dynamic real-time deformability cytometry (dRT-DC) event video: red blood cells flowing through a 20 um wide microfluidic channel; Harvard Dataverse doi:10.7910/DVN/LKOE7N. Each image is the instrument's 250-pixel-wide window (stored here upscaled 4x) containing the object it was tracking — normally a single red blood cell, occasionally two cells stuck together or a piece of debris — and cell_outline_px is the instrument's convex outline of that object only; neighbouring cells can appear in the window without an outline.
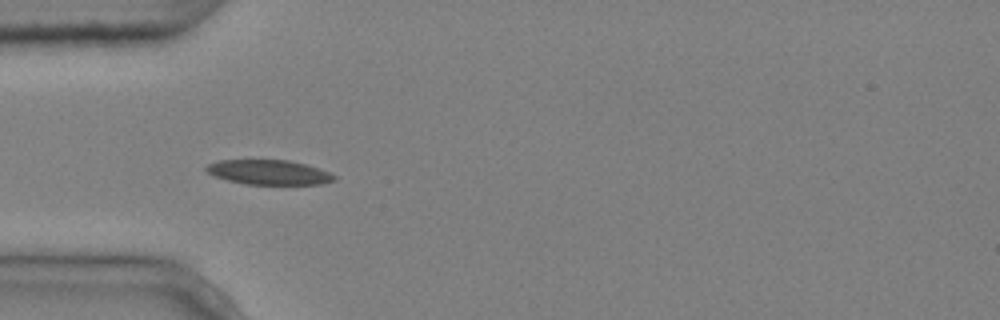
{"species": "common noctule bat (a hibernating species)", "species_latin": "Nyctalus noctula", "temperature_condition": "cold", "stored_images_in_passage": 5, "camera_frame_rate_fps": 3000, "um_per_image_px": 0.085, "animal": {"sex": "male", "body_mass_g": 20.4}, "frame": {"image": 1, "passage_image": 4, "time_ms": 1.0, "image_size_px": [1000, 320], "cell_outline_px": [[336, 180], [320, 184], [244, 184], [228, 180], [216, 176], [208, 172], [204, 168], [208, 164], [220, 160], [288, 160], [308, 164], [328, 172], [336, 176]], "centroid_in_image_um": [22.87, 14.64], "position_along_channel_um": 62.1, "area_um2": 18.32}}